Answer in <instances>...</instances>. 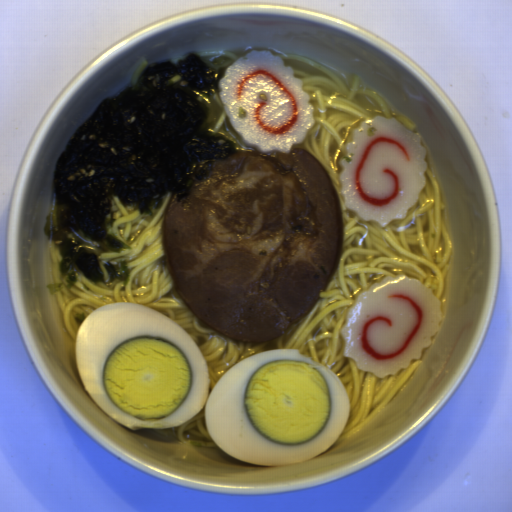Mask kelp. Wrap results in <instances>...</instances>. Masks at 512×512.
Wrapping results in <instances>:
<instances>
[{"mask_svg":"<svg viewBox=\"0 0 512 512\" xmlns=\"http://www.w3.org/2000/svg\"><path fill=\"white\" fill-rule=\"evenodd\" d=\"M228 68H212L195 52L147 64L135 86L106 99L79 126L58 156L55 207L42 228L63 258L61 282L47 292L72 288L79 279L127 286V261H102L128 244L112 233V201L140 215L153 214L165 195L188 197L215 161L237 152L206 128L202 93L221 92Z\"/></svg>","mask_w":512,"mask_h":512,"instance_id":"1","label":"kelp"}]
</instances>
